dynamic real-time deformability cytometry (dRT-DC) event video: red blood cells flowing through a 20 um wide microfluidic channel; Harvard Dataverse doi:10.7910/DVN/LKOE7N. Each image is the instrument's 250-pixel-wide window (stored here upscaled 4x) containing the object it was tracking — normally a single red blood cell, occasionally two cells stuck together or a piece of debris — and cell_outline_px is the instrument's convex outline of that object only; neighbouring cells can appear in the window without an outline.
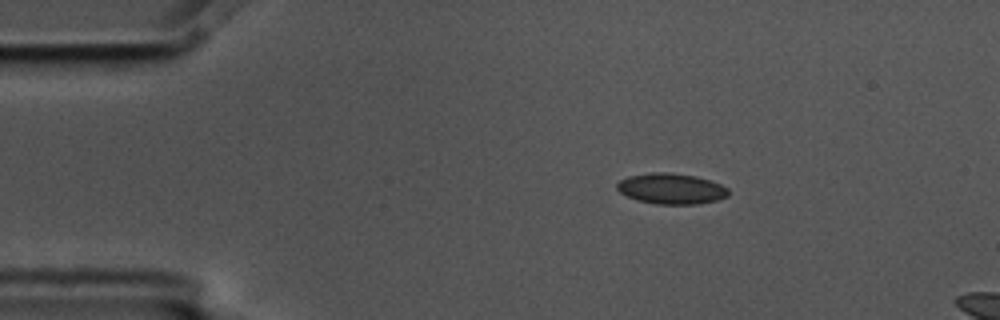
{"species": "common noctule bat (a hibernating species)", "species_latin": "Nyctalus noctula", "temperature_condition": "cold", "stored_images_in_passage": 3, "camera_frame_rate_fps": 3000, "um_per_image_px": 0.085, "animal": {"sex": "male", "body_mass_g": 17.5, "forearm_length_mm": 52.3}, "frame": {"image": 1, "passage_image": 1, "time_ms": 0.0, "image_size_px": [1000, 320], "cell_outline_px": [[728, 196], [716, 200], [696, 204], [656, 204], [636, 200], [620, 192], [616, 188], [616, 184], [620, 180], [628, 176], [652, 172], [668, 172], [696, 176], [712, 180], [728, 188]], "centroid_in_image_um": [57.05, 16.03], "position_along_channel_um": 28.0, "area_um2": 20.0}}